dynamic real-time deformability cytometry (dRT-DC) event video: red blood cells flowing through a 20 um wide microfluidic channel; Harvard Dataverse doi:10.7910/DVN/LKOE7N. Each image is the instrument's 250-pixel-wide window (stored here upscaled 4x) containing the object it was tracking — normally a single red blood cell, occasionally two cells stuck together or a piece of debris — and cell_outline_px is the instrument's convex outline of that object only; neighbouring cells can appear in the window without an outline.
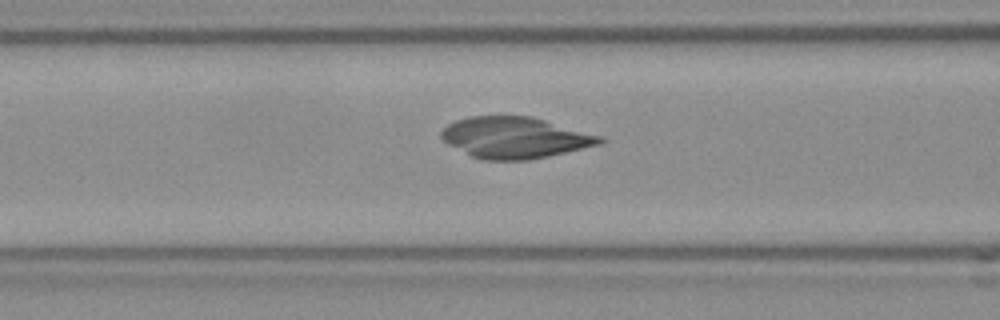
{"species": "Egyptian fruit bat (a non-hibernating species)", "species_latin": "Rousettus aegyptiacus", "temperature_condition": "room temperature", "stored_images_in_passage": 53, "segment_of_instrument_passage": [2, 2], "camera_frame_rate_fps": 3000, "um_per_image_px": 0.085, "frame": {"image": 1, "passage_image": 21, "time_ms": 6.667, "image_size_px": [1000, 320], "cell_outline_px": [[604, 140], [600, 144], [528, 160], [484, 160], [472, 156], [448, 144], [440, 136], [440, 132], [448, 124], [456, 120], [468, 116], [532, 116], [604, 136]], "centroid_in_image_um": [43.77, 11.68], "position_along_channel_um": 122.8, "area_um2": 37.97}}
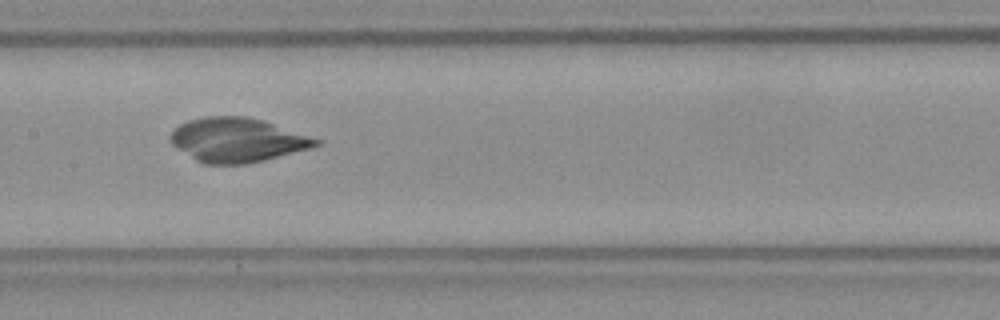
{"frame": {"image": 2, "passage_image": 26, "time_ms": 8.333, "image_size_px": [1000, 320], "cell_outline_px": [[324, 144], [312, 148], [248, 164], [204, 164], [196, 160], [176, 148], [168, 140], [172, 132], [180, 124], [188, 120], [204, 116], [248, 116], [264, 120], [324, 140]], "centroid_in_image_um": [20.22, 11.89], "position_along_channel_um": 187.2, "area_um2": 37.97}}
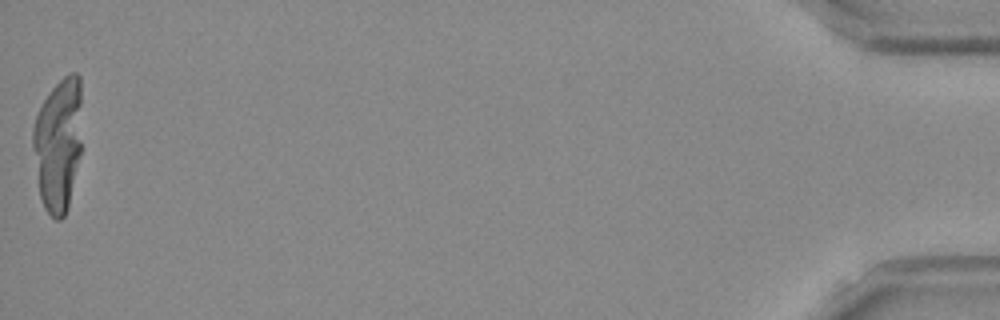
{"frame": {"image": 3, "passage_image": 53, "time_ms": 17.333, "image_size_px": [1000, 320], "cell_outline_px": [[80, 152], [68, 208], [64, 216], [60, 220], [56, 220], [44, 208], [40, 196], [32, 144], [32, 128], [36, 116], [44, 100], [52, 88], [64, 76], [72, 72], [76, 72], [80, 76]], "centroid_in_image_um": [4.93, 12.27], "position_along_channel_um": 430.3, "area_um2": 37.8}}